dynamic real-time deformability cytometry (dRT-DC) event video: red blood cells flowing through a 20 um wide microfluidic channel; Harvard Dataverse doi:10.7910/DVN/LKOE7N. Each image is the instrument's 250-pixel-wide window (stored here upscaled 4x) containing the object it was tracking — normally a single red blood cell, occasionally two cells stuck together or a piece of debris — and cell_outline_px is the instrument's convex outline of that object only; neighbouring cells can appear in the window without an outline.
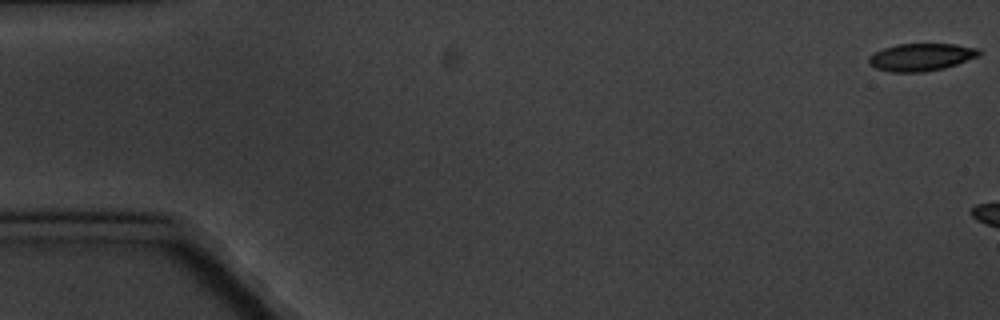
{"species": "common noctule bat (a hibernating species)", "species_latin": "Nyctalus noctula", "temperature_condition": "cold", "stored_images_in_passage": 5, "camera_frame_rate_fps": 3000, "um_per_image_px": 0.085, "animal": {"sex": "male", "body_mass_g": 20.1, "forearm_length_mm": 53.5}, "frame": {"image": 1, "passage_image": 1, "time_ms": 0.0, "image_size_px": [1000, 320], "cell_outline_px": [[980, 56], [944, 68], [924, 72], [888, 72], [876, 68], [868, 64], [868, 56], [884, 48], [896, 44], [956, 44], [980, 48]], "centroid_in_image_um": [78.3, 4.85], "position_along_channel_um": 6.7, "area_um2": 17.8}}